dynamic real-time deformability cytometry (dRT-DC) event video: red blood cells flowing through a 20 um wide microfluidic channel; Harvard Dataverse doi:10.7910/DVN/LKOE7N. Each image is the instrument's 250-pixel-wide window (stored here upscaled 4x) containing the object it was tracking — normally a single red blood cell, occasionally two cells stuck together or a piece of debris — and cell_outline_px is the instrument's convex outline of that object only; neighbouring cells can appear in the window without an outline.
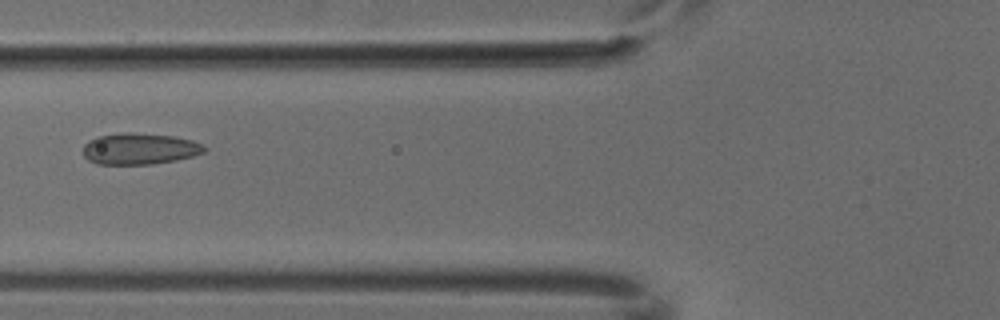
{"species": "common noctule bat (a hibernating species)", "species_latin": "Nyctalus noctula", "temperature_condition": "cold", "stored_images_in_passage": 6, "camera_frame_rate_fps": 3000, "um_per_image_px": 0.085, "animal": {"sex": "male", "body_mass_g": 18.8}, "frame": {"image": 1, "passage_image": 5, "time_ms": 1.333, "image_size_px": [1000, 320], "cell_outline_px": [[208, 148], [204, 152], [192, 156], [176, 160], [152, 164], [96, 164], [88, 160], [84, 156], [84, 144], [88, 140], [96, 136], [124, 132], [128, 132], [172, 136], [192, 140], [204, 144]], "centroid_in_image_um": [11.86, 12.64], "position_along_channel_um": 113.9, "area_um2": 22.25}}
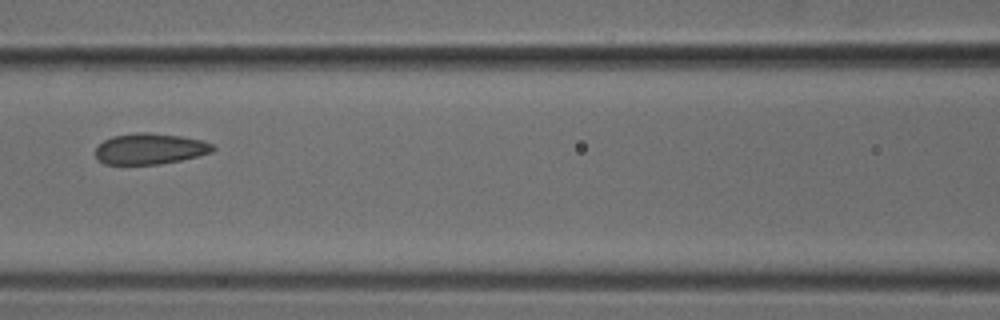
{"frame": {"image": 2, "passage_image": 6, "time_ms": 1.667, "image_size_px": [1000, 320], "cell_outline_px": [[216, 148], [212, 152], [180, 160], [160, 164], [104, 164], [96, 160], [96, 148], [104, 140], [112, 136], [136, 132], [148, 132], [180, 136], [200, 140], [212, 144]], "centroid_in_image_um": [12.71, 12.65], "position_along_channel_um": 153.9, "area_um2": 21.1}}